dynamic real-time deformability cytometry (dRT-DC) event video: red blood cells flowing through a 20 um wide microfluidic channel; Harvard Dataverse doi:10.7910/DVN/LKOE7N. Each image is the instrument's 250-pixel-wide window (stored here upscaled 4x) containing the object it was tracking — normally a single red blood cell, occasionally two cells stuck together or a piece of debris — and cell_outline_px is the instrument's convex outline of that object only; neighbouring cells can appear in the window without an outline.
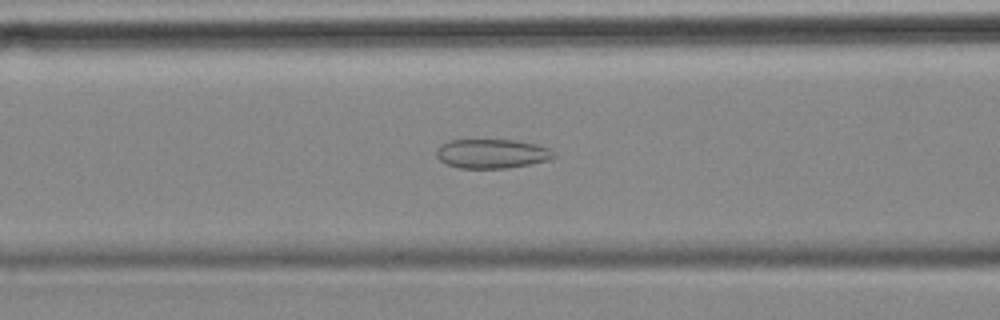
{"species": "common noctule bat (a hibernating species)", "species_latin": "Nyctalus noctula", "temperature_condition": "cold", "stored_images_in_passage": 56, "camera_frame_rate_fps": 3000, "um_per_image_px": 0.085, "animal": {"sex": "female", "body_mass_g": 18.4}, "frame": {"image": 1, "passage_image": 22, "time_ms": 7.0, "image_size_px": [1000, 320], "cell_outline_px": [[556, 156], [548, 160], [528, 164], [504, 168], [460, 168], [448, 164], [440, 160], [436, 156], [436, 152], [440, 144], [448, 140], [516, 140], [536, 144], [548, 148], [556, 152]], "centroid_in_image_um": [41.81, 13.05], "position_along_channel_um": 124.8, "area_um2": 19.94}}
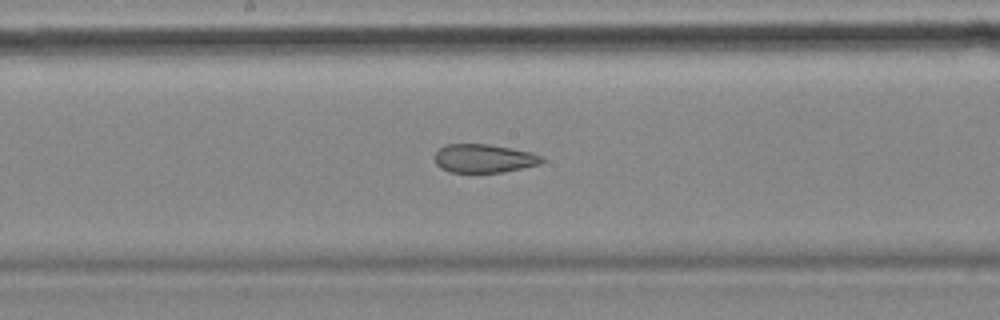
{"frame": {"image": 2, "passage_image": 29, "time_ms": 9.333, "image_size_px": [1000, 320], "cell_outline_px": [[544, 160], [540, 164], [504, 172], [448, 172], [440, 168], [436, 164], [432, 156], [444, 144], [488, 144], [512, 148], [532, 152], [544, 156]], "centroid_in_image_um": [41.12, 13.46], "position_along_channel_um": 207.1, "area_um2": 18.09}}
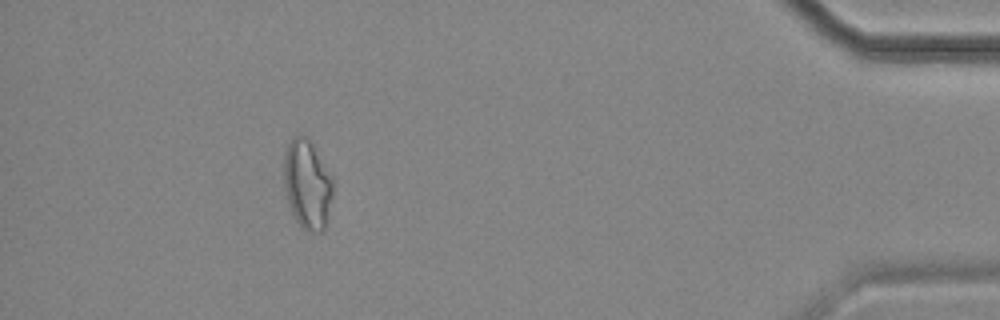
{"frame": {"image": 3, "passage_image": 51, "time_ms": 16.667, "image_size_px": [1000, 320], "cell_outline_px": [[332, 200], [324, 232], [312, 232], [304, 228], [296, 220], [292, 212], [284, 188], [284, 152], [292, 136], [300, 132], [312, 144], [332, 176]], "centroid_in_image_um": [26.12, 15.65], "position_along_channel_um": 409.1, "area_um2": 25.49}, "authors_computed_cell_mechanics": {"area_um2": 23.9003, "velocity_mm_per_s": 3.539, "shape_relaxation_time_tau1_ms": null, "shape_relaxation_time_tau2_ms": 2.578, "deformation_change_tau1": null, "deformation_change_tau2": 0.1021}}